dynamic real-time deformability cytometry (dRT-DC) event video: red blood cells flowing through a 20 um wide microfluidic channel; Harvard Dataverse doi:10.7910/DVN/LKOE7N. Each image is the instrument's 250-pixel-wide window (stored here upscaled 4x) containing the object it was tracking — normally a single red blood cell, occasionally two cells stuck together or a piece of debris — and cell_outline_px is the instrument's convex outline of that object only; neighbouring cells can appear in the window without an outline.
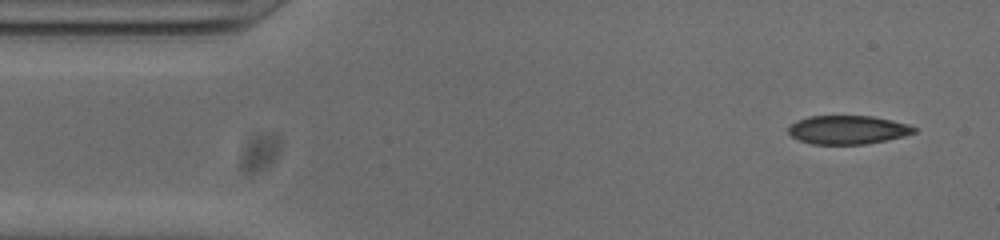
{"species": "common noctule bat (a hibernating species)", "species_latin": "Nyctalus noctula", "temperature_condition": "cold", "stored_images_in_passage": 51, "camera_frame_rate_fps": 3000, "um_per_image_px": 0.085, "animal": {"sex": "male", "body_mass_g": 20.0, "forearm_length_mm": 53.3}, "frame": {"image": 1, "passage_image": 2, "time_ms": 0.333, "image_size_px": [1000, 240], "cell_outline_px": [[916, 132], [904, 136], [864, 144], [812, 144], [800, 140], [792, 136], [788, 132], [788, 128], [796, 120], [808, 116], [872, 116], [892, 120], [908, 124], [916, 128]], "centroid_in_image_um": [72.05, 11.02], "position_along_channel_um": 12.9, "area_um2": 20.87}}
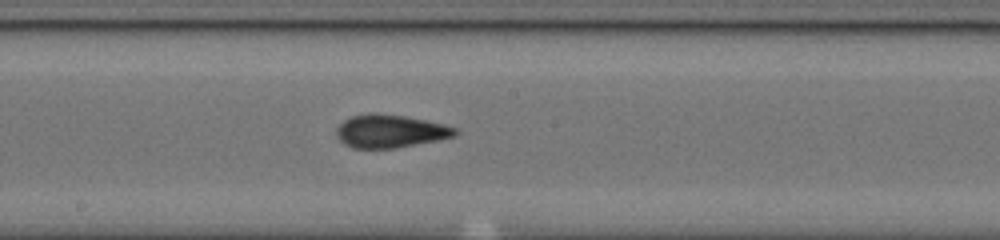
{"frame": {"image": 2, "passage_image": 25, "time_ms": 8.0, "image_size_px": [1000, 240], "cell_outline_px": [[460, 132], [456, 136], [396, 148], [352, 148], [344, 144], [336, 136], [336, 128], [344, 120], [352, 116], [372, 112], [404, 116], [428, 120], [444, 124], [456, 128]], "centroid_in_image_um": [33.17, 11.14], "position_along_channel_um": 215.0, "area_um2": 22.95}}
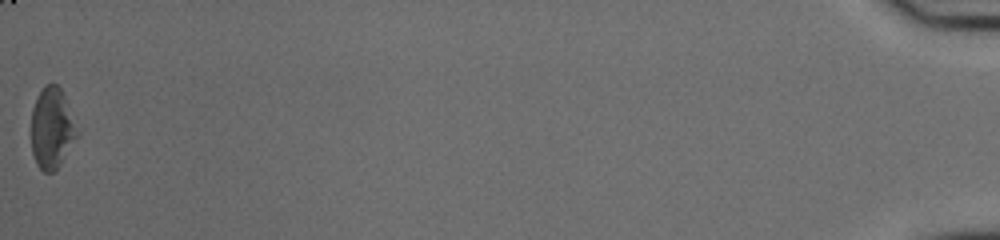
{"frame": {"image": 3, "passage_image": 51, "time_ms": 16.667, "image_size_px": [1000, 240], "cell_outline_px": [[80, 132], [60, 164], [52, 172], [44, 172], [36, 164], [32, 152], [32, 108], [36, 96], [44, 84], [56, 84], [60, 88], [64, 96]], "centroid_in_image_um": [4.41, 10.88], "position_along_channel_um": 430.8, "area_um2": 21.56}, "authors_computed_cell_mechanics": {"area_um2": 21.964, "velocity_mm_per_s": 3.7971, "shape_relaxation_time_tau1_ms": 8.8014, "shape_relaxation_time_tau2_ms": 2.7133, "deformation_change_tau1": 0.2187, "deformation_change_tau2": 0.0808}}